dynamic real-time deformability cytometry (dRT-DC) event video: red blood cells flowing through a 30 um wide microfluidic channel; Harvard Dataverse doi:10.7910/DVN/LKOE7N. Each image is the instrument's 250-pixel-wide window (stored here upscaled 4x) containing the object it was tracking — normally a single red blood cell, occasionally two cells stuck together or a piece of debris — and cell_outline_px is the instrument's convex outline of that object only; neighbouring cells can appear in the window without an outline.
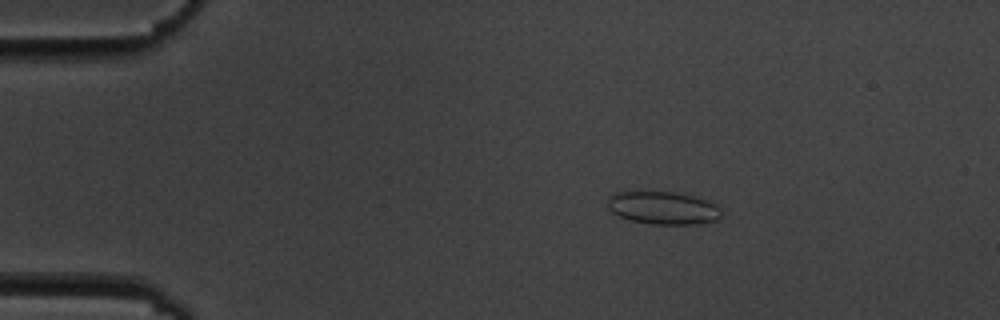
{"species": "common noctule bat (a hibernating species)", "species_latin": "Nyctalus noctula", "temperature_condition": "cold", "stored_images_in_passage": 5, "camera_frame_rate_fps": 3000, "um_per_image_px": 0.085, "animal": {"sex": "male", "body_mass_g": 19.5, "forearm_length_mm": 54.6}, "frame": {"image": 1, "passage_image": 3, "time_ms": 2.333, "image_size_px": [1000, 320], "cell_outline_px": [[720, 216], [716, 220], [700, 224], [652, 224], [632, 220], [620, 216], [612, 212], [608, 208], [608, 196], [624, 188], [676, 192], [692, 196], [716, 204], [720, 208]], "centroid_in_image_um": [56.27, 17.62], "position_along_channel_um": 28.7, "area_um2": 22.43}}
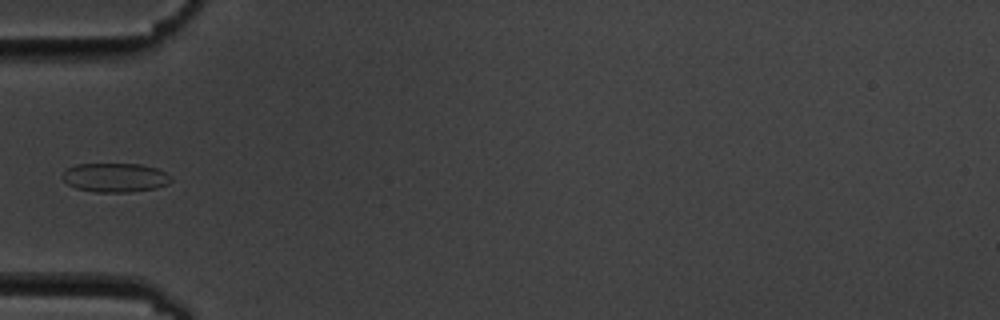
{"frame": {"image": 2, "passage_image": 5, "time_ms": 5.333, "image_size_px": [1000, 320], "cell_outline_px": [[172, 180], [168, 184], [156, 188], [128, 192], [92, 192], [76, 188], [68, 184], [60, 176], [68, 168], [76, 164], [140, 164], [156, 168], [172, 176]], "centroid_in_image_um": [9.78, 15.09], "position_along_channel_um": 75.2, "area_um2": 18.44}}